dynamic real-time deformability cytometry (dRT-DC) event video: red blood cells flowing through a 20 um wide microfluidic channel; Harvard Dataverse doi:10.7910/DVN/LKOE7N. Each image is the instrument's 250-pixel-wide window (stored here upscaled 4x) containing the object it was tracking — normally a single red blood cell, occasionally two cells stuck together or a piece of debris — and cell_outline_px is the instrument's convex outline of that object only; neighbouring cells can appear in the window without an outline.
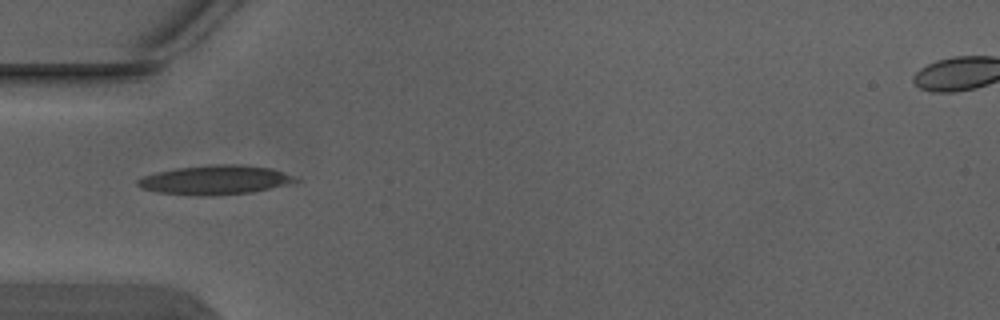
{"species": "Egyptian fruit bat (a non-hibernating species)", "species_latin": "Rousettus aegyptiacus", "temperature_condition": "warm", "stored_images_in_passage": 4, "camera_frame_rate_fps": 3000, "um_per_image_px": 0.085, "animal": {"sex": "male"}, "frame": {"image": 1, "passage_image": 3, "time_ms": 0.667, "image_size_px": [1000, 320], "cell_outline_px": [[300, 180], [292, 184], [252, 192], [212, 196], [196, 196], [160, 192], [140, 188], [136, 184], [136, 180], [144, 176], [156, 172], [176, 168], [212, 164], [240, 164], [272, 168], [284, 172]], "centroid_in_image_um": [18.3, 15.29], "position_along_channel_um": 66.7, "area_um2": 27.11}}
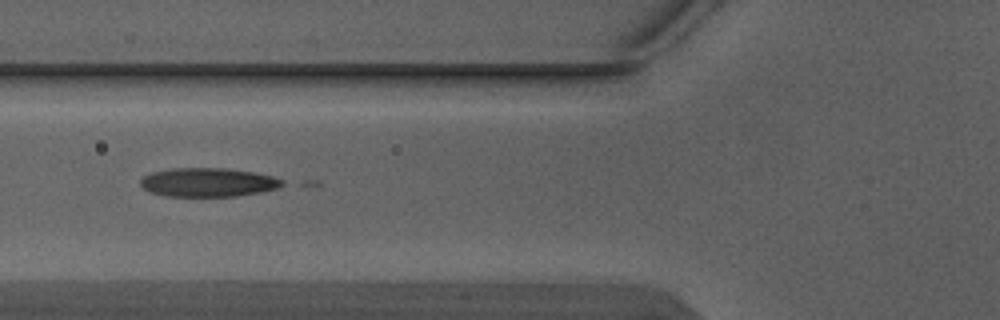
{"frame": {"image": 2, "passage_image": 4, "time_ms": 1.0, "image_size_px": [1000, 320], "cell_outline_px": [[284, 184], [276, 188], [260, 192], [236, 196], [164, 196], [148, 192], [140, 184], [140, 180], [144, 176], [152, 172], [172, 168], [224, 168], [252, 172], [272, 176], [284, 180]], "centroid_in_image_um": [17.65, 15.5], "position_along_channel_um": 108.2, "area_um2": 23.76}}